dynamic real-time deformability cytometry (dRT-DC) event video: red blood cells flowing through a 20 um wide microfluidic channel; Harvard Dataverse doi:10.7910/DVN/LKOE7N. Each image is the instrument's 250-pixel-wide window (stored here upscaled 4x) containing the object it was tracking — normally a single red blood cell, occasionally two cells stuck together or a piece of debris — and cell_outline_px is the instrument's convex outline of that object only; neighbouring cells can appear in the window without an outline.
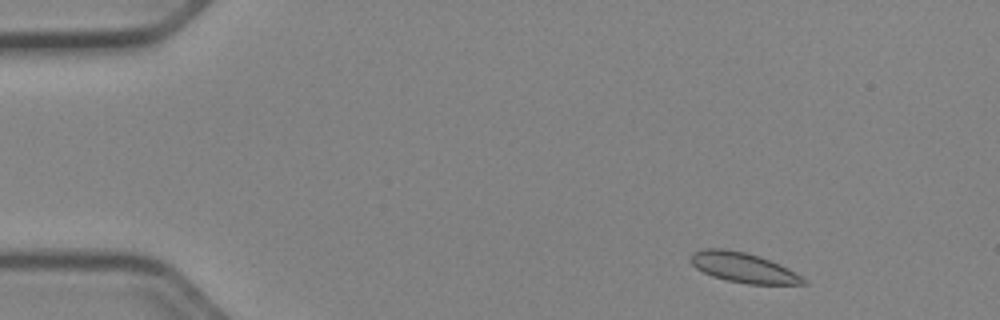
{"species": "Egyptian fruit bat (a non-hibernating species)", "species_latin": "Rousettus aegyptiacus", "temperature_condition": "cold", "stored_images_in_passage": 49, "camera_frame_rate_fps": 3000, "um_per_image_px": 0.085, "animal": {"sex": "female"}, "frame": {"image": 1, "passage_image": 3, "time_ms": 0.667, "image_size_px": [1000, 320], "cell_outline_px": [[808, 284], [748, 284], [728, 280], [712, 276], [696, 268], [688, 260], [692, 252], [704, 248], [724, 248], [744, 252], [760, 256], [780, 264], [788, 268], [808, 280]], "centroid_in_image_um": [63.17, 22.73], "position_along_channel_um": 21.8, "area_um2": 19.77}}
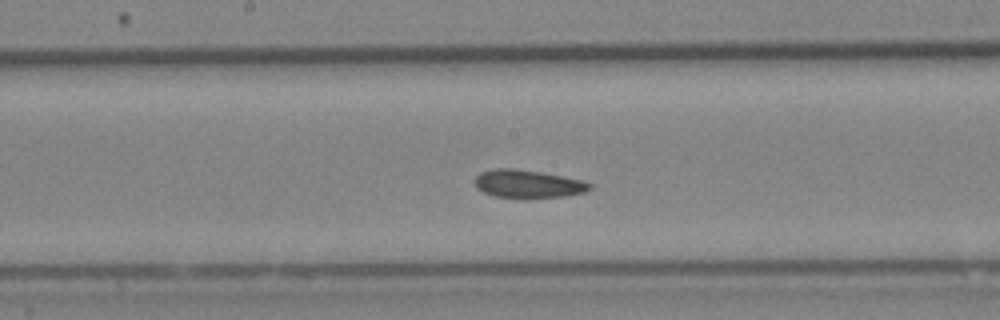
{"frame": {"image": 2, "passage_image": 24, "time_ms": 7.667, "image_size_px": [1000, 320], "cell_outline_px": [[592, 188], [584, 192], [564, 196], [528, 200], [492, 196], [476, 188], [476, 176], [480, 172], [492, 168], [512, 168], [540, 172], [580, 180], [592, 184]], "centroid_in_image_um": [44.84, 15.66], "position_along_channel_um": 203.4, "area_um2": 19.13}}
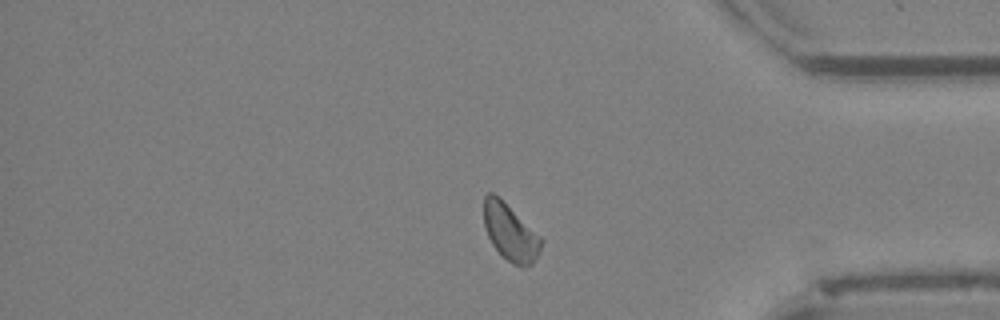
{"frame": {"image": 3, "passage_image": 40, "time_ms": 13.0, "image_size_px": [1000, 320], "cell_outline_px": [[544, 240], [540, 252], [532, 264], [512, 264], [492, 244], [488, 236], [484, 224], [484, 196], [488, 192], [492, 192], [500, 196]], "centroid_in_image_um": [43.37, 19.69], "position_along_channel_um": 391.8, "area_um2": 18.79}, "authors_computed_cell_mechanics": {"area_um2": 18.9584, "velocity_mm_per_s": 3.9012, "shape_relaxation_time_tau1_ms": 11.2493, "shape_relaxation_time_tau2_ms": 5.8982, "deformation_change_tau1": 0.1048, "deformation_change_tau2": 0.0808}}